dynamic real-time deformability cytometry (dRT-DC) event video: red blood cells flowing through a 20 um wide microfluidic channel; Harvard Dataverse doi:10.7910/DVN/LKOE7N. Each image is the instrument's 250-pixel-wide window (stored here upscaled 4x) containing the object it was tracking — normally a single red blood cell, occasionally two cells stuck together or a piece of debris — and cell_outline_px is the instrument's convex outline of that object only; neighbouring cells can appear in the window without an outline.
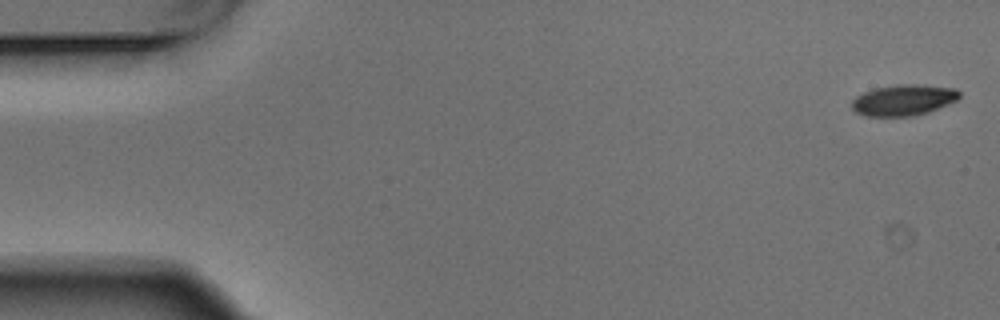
{"species": "Egyptian fruit bat (a non-hibernating species)", "species_latin": "Rousettus aegyptiacus", "temperature_condition": "warm", "stored_images_in_passage": 4, "camera_frame_rate_fps": 3000, "um_per_image_px": 0.085, "animal": {"sex": "male"}, "frame": {"image": 1, "passage_image": 1, "time_ms": 0.0, "image_size_px": [1000, 320], "cell_outline_px": [[960, 96], [956, 100], [948, 104], [928, 112], [916, 116], [868, 116], [856, 112], [852, 108], [852, 100], [856, 96], [872, 88], [896, 84], [924, 84], [956, 88], [960, 92]], "centroid_in_image_um": [76.81, 8.49], "position_along_channel_um": 8.2, "area_um2": 19.65}}
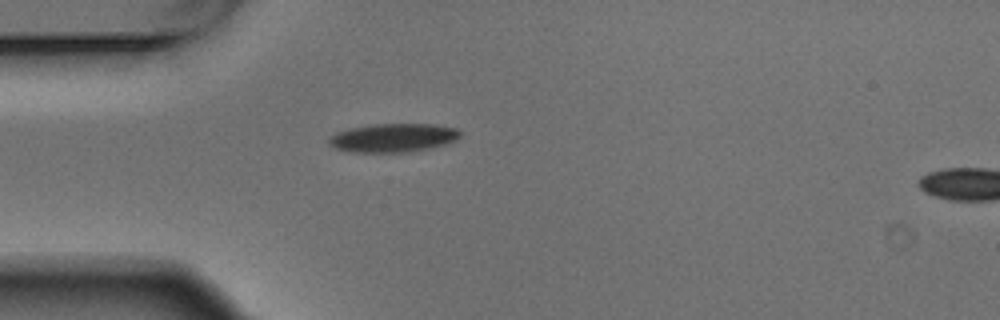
{"frame": {"image": 2, "passage_image": 4, "time_ms": 1.0, "image_size_px": [1000, 320], "cell_outline_px": [[460, 136], [448, 144], [408, 152], [352, 152], [336, 148], [328, 144], [328, 140], [336, 132], [352, 128], [372, 124], [436, 124], [456, 128], [460, 132]], "centroid_in_image_um": [33.43, 11.71], "position_along_channel_um": 51.6, "area_um2": 21.79}}